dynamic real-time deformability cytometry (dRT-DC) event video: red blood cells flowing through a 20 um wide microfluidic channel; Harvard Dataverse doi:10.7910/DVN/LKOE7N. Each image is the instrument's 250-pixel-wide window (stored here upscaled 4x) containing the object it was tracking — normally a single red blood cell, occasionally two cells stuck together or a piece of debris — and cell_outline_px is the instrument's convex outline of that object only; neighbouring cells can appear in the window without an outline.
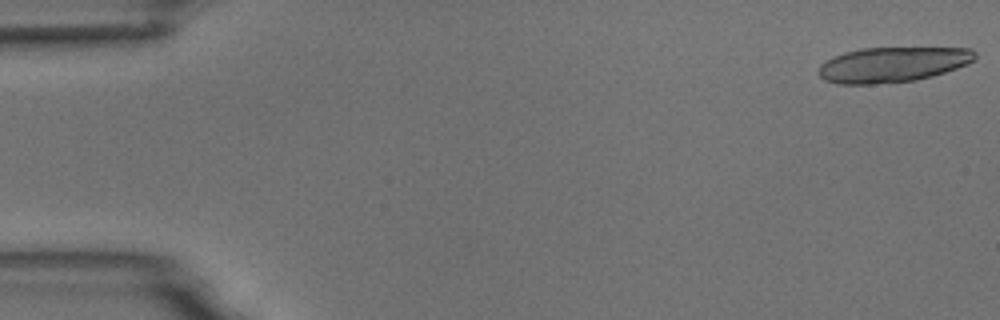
{"species": "common noctule bat (a hibernating species)", "species_latin": "Nyctalus noctula", "temperature_condition": "room temperature", "stored_images_in_passage": 6, "camera_frame_rate_fps": 3000, "um_per_image_px": 0.085, "animal": {"sex": "male", "body_mass_g": 18.8}, "frame": {"image": 1, "passage_image": 1, "time_ms": 0.0, "image_size_px": [1000, 320], "cell_outline_px": [[976, 60], [968, 64], [932, 76], [916, 80], [872, 84], [836, 84], [824, 80], [816, 72], [820, 64], [844, 52], [860, 48], [972, 48], [976, 52]], "centroid_in_image_um": [75.86, 5.49], "position_along_channel_um": 9.1, "area_um2": 32.14}}
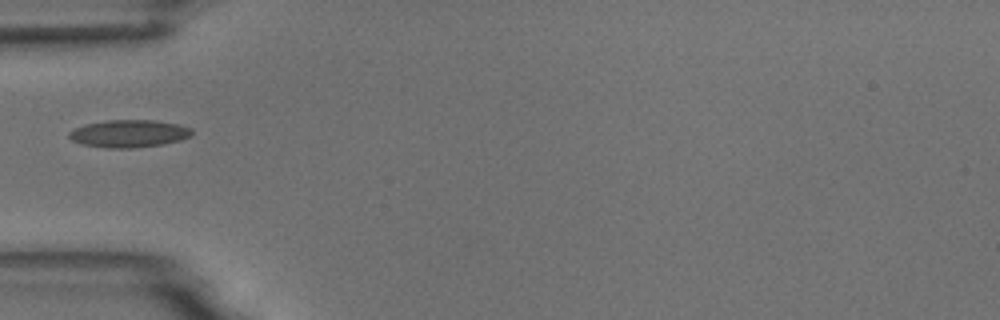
{"frame": {"image": 2, "passage_image": 6, "time_ms": 5.667, "image_size_px": [1000, 320], "cell_outline_px": [[192, 136], [180, 140], [160, 144], [132, 148], [108, 148], [84, 144], [72, 140], [68, 136], [68, 132], [84, 124], [108, 120], [156, 120], [180, 124], [192, 128]], "centroid_in_image_um": [10.99, 11.34], "position_along_channel_um": 74.0, "area_um2": 19.65}}